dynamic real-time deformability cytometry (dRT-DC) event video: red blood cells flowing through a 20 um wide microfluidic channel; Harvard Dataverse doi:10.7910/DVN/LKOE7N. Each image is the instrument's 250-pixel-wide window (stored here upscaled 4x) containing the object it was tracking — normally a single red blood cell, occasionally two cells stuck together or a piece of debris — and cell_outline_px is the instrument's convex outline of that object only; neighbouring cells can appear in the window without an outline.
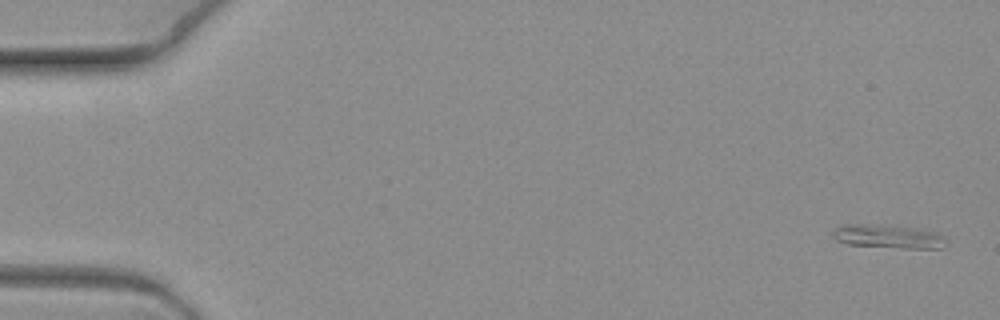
{"species": "common noctule bat (a hibernating species)", "species_latin": "Nyctalus noctula", "temperature_condition": "warm", "stored_images_in_passage": 8, "camera_frame_rate_fps": 3000, "um_per_image_px": 0.085, "animal": {"sex": "female", "body_mass_g": 19.3, "forearm_length_mm": 54.1}, "frame": {"image": 1, "passage_image": 1, "time_ms": 0.0, "image_size_px": [1000, 320], "cell_outline_px": [[944, 248], [904, 248], [848, 244], [836, 240], [832, 236], [832, 232], [840, 224], [868, 224], [912, 228], [936, 232], [944, 240]], "centroid_in_image_um": [75.41, 20.1], "position_along_channel_um": 9.6, "area_um2": 15.2}}
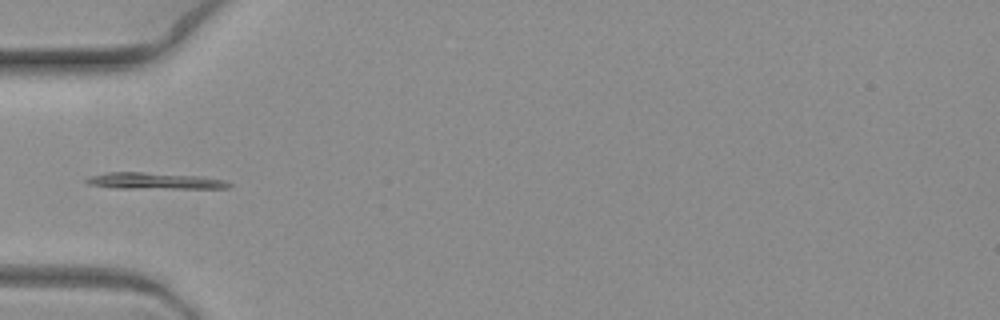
{"frame": {"image": 2, "passage_image": 6, "time_ms": 1.667, "image_size_px": [1000, 320], "cell_outline_px": [[232, 184], [228, 188], [116, 188], [88, 184], [84, 180], [88, 176], [104, 172], [144, 172], [200, 176], [224, 180]], "centroid_in_image_um": [13.08, 15.37], "position_along_channel_um": 71.9, "area_um2": 13.64}}
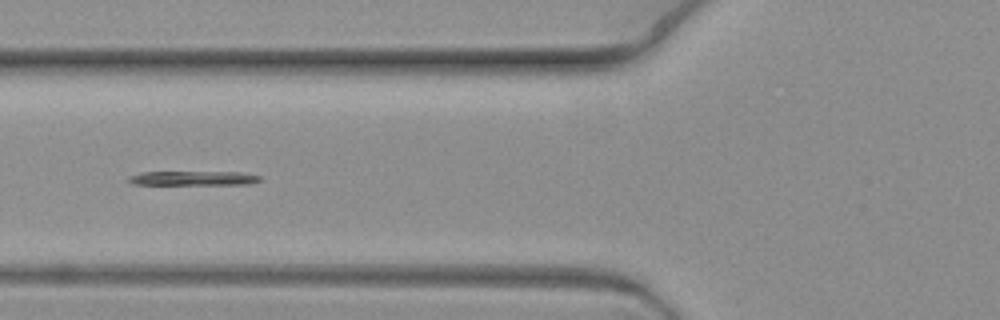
{"frame": {"image": 3, "passage_image": 7, "time_ms": 2.0, "image_size_px": [1000, 320], "cell_outline_px": [[260, 180], [248, 184], [132, 184], [128, 180], [128, 176], [140, 172], [240, 172], [260, 176]], "centroid_in_image_um": [16.38, 15.14], "position_along_channel_um": 109.4, "area_um2": 10.75}}